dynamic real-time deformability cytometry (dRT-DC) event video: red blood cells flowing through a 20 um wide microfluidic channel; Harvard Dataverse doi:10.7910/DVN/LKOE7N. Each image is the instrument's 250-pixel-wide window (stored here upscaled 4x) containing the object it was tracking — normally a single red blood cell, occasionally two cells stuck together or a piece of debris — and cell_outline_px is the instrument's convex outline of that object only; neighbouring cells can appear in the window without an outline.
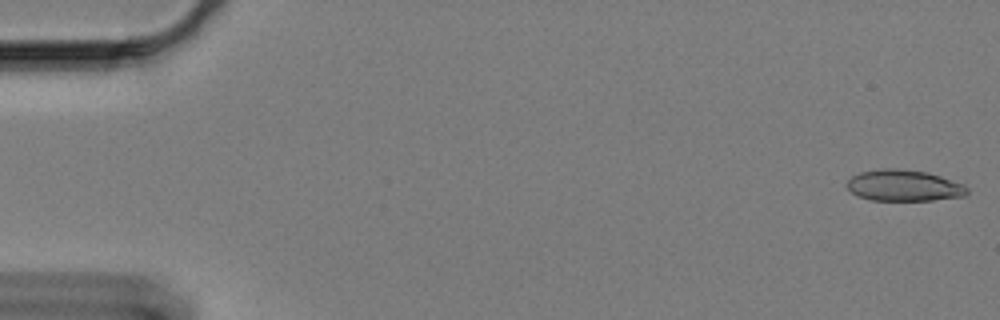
{"species": "Egyptian fruit bat (a non-hibernating species)", "species_latin": "Rousettus aegyptiacus", "temperature_condition": "cold", "stored_images_in_passage": 56, "camera_frame_rate_fps": 3000, "um_per_image_px": 0.085, "animal": {"sex": "female"}, "frame": {"image": 1, "passage_image": 1, "time_ms": 0.0, "image_size_px": [1000, 320], "cell_outline_px": [[968, 192], [964, 196], [932, 200], [872, 200], [860, 196], [852, 192], [848, 188], [848, 180], [852, 176], [860, 172], [884, 168], [900, 168], [924, 172], [940, 176], [964, 184], [968, 188]], "centroid_in_image_um": [76.85, 15.76], "position_along_channel_um": 8.2, "area_um2": 21.68}}
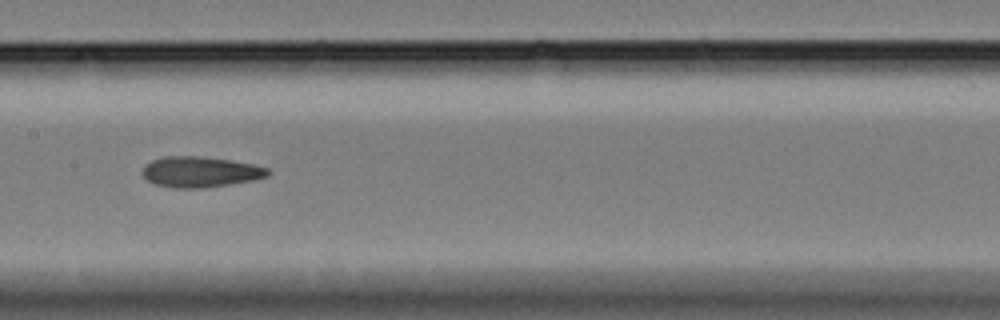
{"frame": {"image": 2, "passage_image": 30, "time_ms": 9.667, "image_size_px": [1000, 320], "cell_outline_px": [[272, 172], [268, 176], [252, 180], [204, 188], [176, 188], [152, 184], [144, 176], [144, 168], [152, 160], [164, 156], [200, 156], [228, 160], [252, 164], [268, 168]], "centroid_in_image_um": [17.04, 14.61], "position_along_channel_um": 190.4, "area_um2": 22.2}}
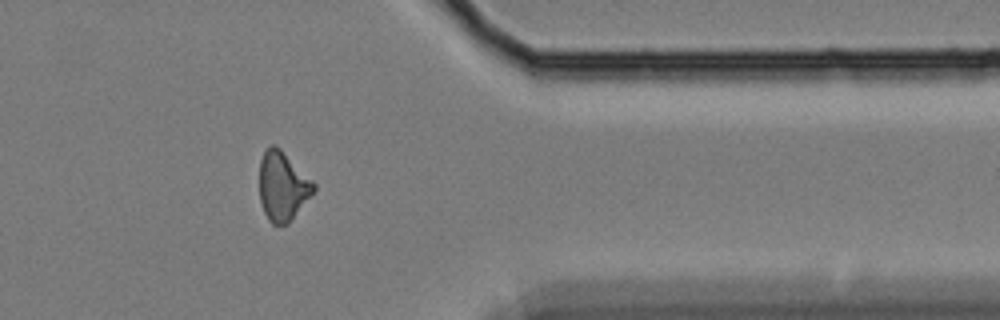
{"frame": {"image": 3, "passage_image": 49, "time_ms": 16.0, "image_size_px": [1000, 320], "cell_outline_px": [[316, 188], [288, 224], [272, 224], [268, 220], [264, 212], [260, 200], [260, 160], [264, 152], [272, 144], [276, 144], [316, 184]], "centroid_in_image_um": [24.01, 15.82], "position_along_channel_um": 387.4, "area_um2": 21.56}}